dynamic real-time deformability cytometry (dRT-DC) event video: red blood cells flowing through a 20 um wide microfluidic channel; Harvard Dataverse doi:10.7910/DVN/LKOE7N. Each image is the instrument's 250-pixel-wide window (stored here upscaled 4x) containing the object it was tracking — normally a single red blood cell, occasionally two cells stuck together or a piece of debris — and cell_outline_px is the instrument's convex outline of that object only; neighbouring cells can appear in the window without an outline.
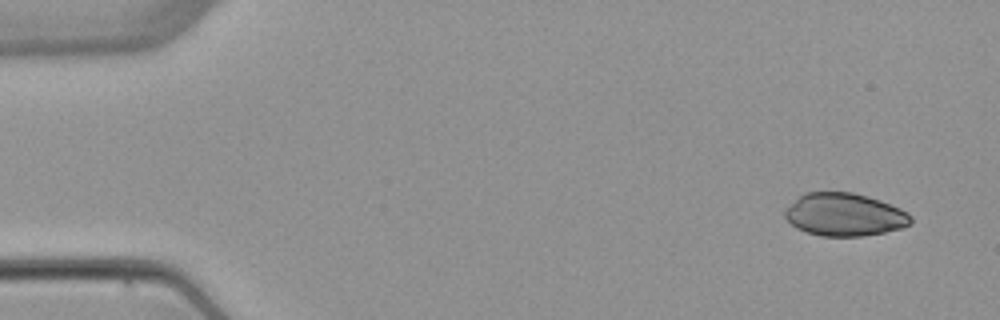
{"species": "common noctule bat (a hibernating species)", "species_latin": "Nyctalus noctula", "temperature_condition": "warm", "stored_images_in_passage": 5, "camera_frame_rate_fps": 3000, "um_per_image_px": 0.085, "animal": {"sex": "female", "body_mass_g": 22.7, "forearm_length_mm": 54.2}, "frame": {"image": 1, "passage_image": 1, "time_ms": 0.0, "image_size_px": [1000, 320], "cell_outline_px": [[912, 224], [900, 228], [884, 232], [860, 236], [820, 236], [796, 228], [784, 216], [784, 212], [804, 192], [852, 192], [868, 196], [880, 200], [900, 208], [908, 212], [912, 216]], "centroid_in_image_um": [71.82, 18.24], "position_along_channel_um": 13.2, "area_um2": 31.27}}